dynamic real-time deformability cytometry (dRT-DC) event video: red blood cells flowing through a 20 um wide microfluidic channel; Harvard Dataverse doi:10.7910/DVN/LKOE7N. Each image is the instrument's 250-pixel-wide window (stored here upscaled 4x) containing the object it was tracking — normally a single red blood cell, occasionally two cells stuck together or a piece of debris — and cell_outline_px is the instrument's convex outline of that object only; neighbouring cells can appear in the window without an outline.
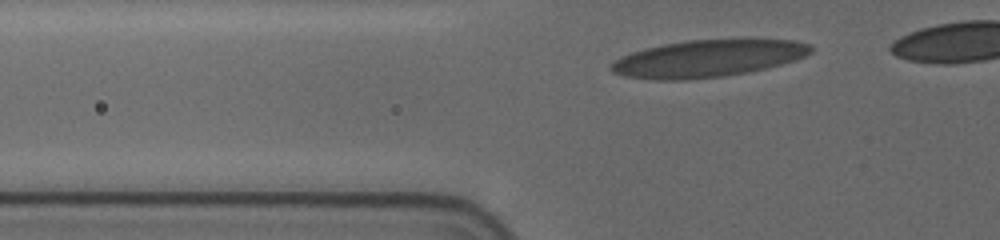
{"species": "human", "species_latin": "Homo sapiens", "temperature_condition": "cold", "stored_images_in_passage": 33, "camera_frame_rate_fps": 3000, "um_per_image_px": 0.085, "donor": {"sex": "female"}, "frame": {"image": 1, "passage_image": 4, "time_ms": 1.0, "image_size_px": [1000, 240], "cell_outline_px": [[812, 52], [804, 56], [780, 64], [748, 72], [724, 76], [684, 80], [656, 80], [624, 76], [612, 72], [608, 68], [612, 60], [620, 56], [644, 48], [664, 44], [688, 40], [740, 36], [744, 36], [796, 40], [808, 44], [812, 48]], "centroid_in_image_um": [60.17, 4.92], "position_along_channel_um": 65.6, "area_um2": 44.56}}
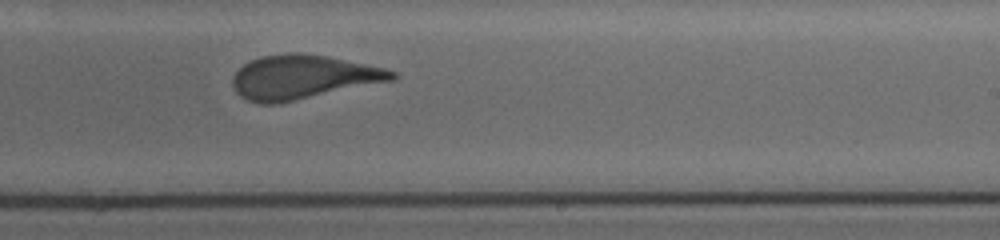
{"frame": {"image": 2, "passage_image": 21, "time_ms": 6.667, "image_size_px": [1000, 240], "cell_outline_px": [[396, 80], [276, 104], [260, 104], [248, 100], [240, 96], [236, 92], [232, 84], [232, 76], [244, 64], [260, 56], [292, 52], [300, 52], [328, 56], [384, 68], [396, 72]], "centroid_in_image_um": [25.74, 6.55], "position_along_channel_um": 263.3, "area_um2": 40.98}}
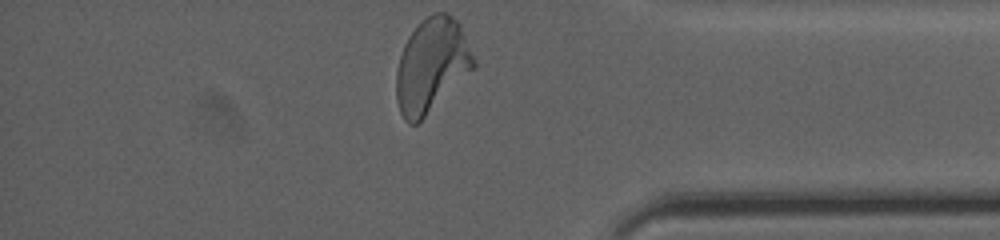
{"frame": {"image": 3, "passage_image": 33, "time_ms": 10.667, "image_size_px": [1000, 240], "cell_outline_px": [[476, 64], [416, 124], [408, 124], [404, 120], [400, 112], [396, 100], [396, 72], [400, 56], [404, 44], [408, 36], [432, 12], [448, 12], [460, 24], [476, 60]], "centroid_in_image_um": [36.66, 5.52], "position_along_channel_um": 398.5, "area_um2": 41.44}, "authors_computed_cell_mechanics": {"area_um2": 41.1536, "velocity_mm_per_s": 3.695, "shape_relaxation_time_tau1_ms": 5.5264, "shape_relaxation_time_tau2_ms": 0.7776, "deformation_change_tau1": 0.1996, "deformation_change_tau2": 0.079}}